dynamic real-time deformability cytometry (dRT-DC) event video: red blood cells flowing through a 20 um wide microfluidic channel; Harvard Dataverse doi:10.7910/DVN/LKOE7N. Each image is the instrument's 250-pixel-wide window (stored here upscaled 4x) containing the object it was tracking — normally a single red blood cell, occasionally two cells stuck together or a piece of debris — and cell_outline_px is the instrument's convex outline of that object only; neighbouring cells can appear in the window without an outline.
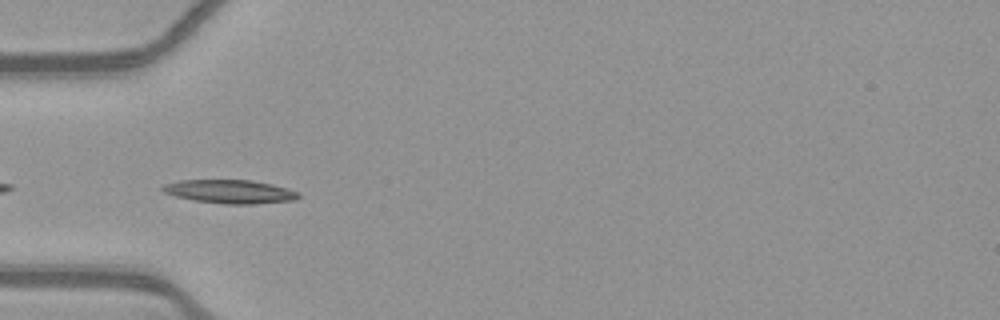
{"species": "common noctule bat (a hibernating species)", "species_latin": "Nyctalus noctula", "temperature_condition": "warm", "stored_images_in_passage": 38, "camera_frame_rate_fps": 3000, "um_per_image_px": 0.085, "animal": {"sex": "female", "body_mass_g": 21.9}, "frame": {"image": 1, "passage_image": 2, "time_ms": 0.333, "image_size_px": [1000, 320], "cell_outline_px": [[300, 196], [296, 200], [256, 204], [224, 204], [196, 200], [176, 196], [164, 192], [160, 188], [164, 184], [180, 180], [252, 180], [272, 184], [288, 188], [300, 192]], "centroid_in_image_um": [19.6, 16.28], "position_along_channel_um": 65.4, "area_um2": 18.73}}
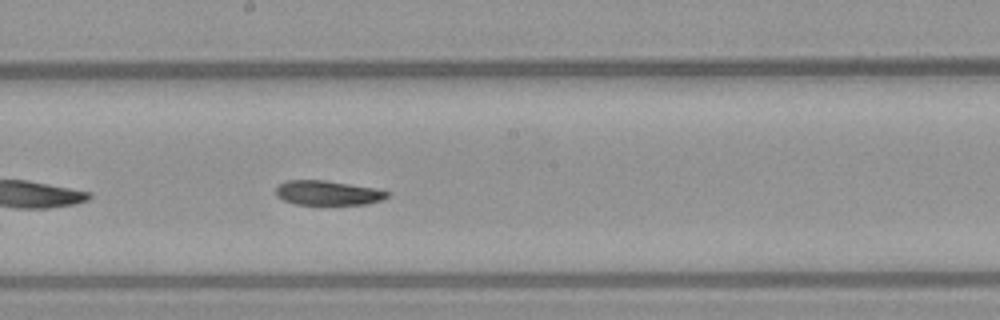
{"frame": {"image": 2, "passage_image": 14, "time_ms": 4.333, "image_size_px": [1000, 320], "cell_outline_px": [[388, 196], [384, 200], [368, 204], [296, 204], [284, 200], [276, 196], [276, 188], [280, 184], [288, 180], [324, 180], [376, 188], [388, 192]], "centroid_in_image_um": [27.88, 16.39], "position_along_channel_um": 220.3, "area_um2": 15.84}}
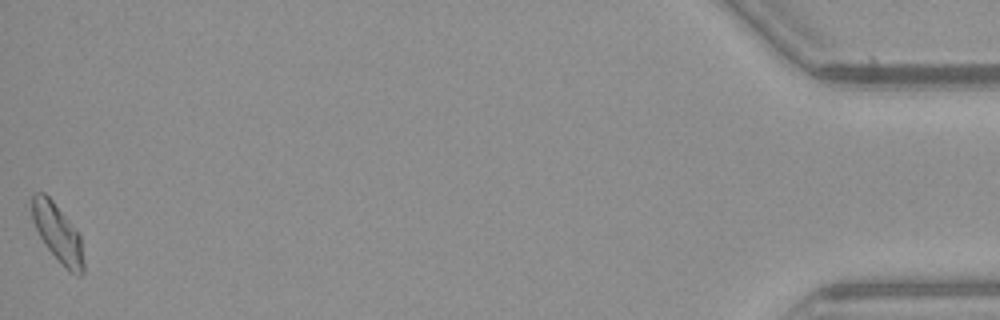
{"frame": {"image": 3, "passage_image": 38, "time_ms": 12.333, "image_size_px": [1000, 320], "cell_outline_px": [[84, 272], [80, 276], [76, 276], [68, 272], [64, 268], [44, 244], [32, 220], [32, 196], [36, 192], [44, 192], [52, 200], [68, 220], [80, 236], [84, 260]], "centroid_in_image_um": [4.92, 19.88], "position_along_channel_um": 430.3, "area_um2": 17.4}, "authors_computed_cell_mechanics": {"area_um2": 17.1377, "velocity_mm_per_s": 3.8649, "shape_relaxation_time_tau1_ms": null, "shape_relaxation_time_tau2_ms": 8.2074, "deformation_change_tau1": null, "deformation_change_tau2": 0.1431}}